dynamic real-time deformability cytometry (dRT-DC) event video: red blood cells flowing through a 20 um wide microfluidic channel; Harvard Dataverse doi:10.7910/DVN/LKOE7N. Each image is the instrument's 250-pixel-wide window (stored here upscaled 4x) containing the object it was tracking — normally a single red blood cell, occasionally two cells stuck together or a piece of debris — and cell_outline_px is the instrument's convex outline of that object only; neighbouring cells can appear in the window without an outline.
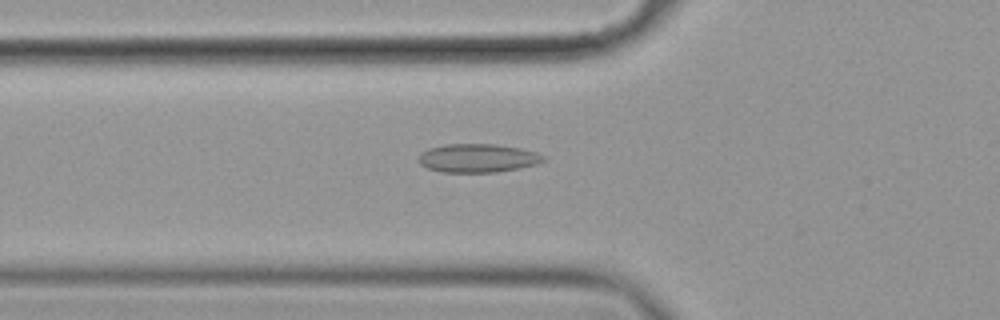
{"species": "common noctule bat (a hibernating species)", "species_latin": "Nyctalus noctula", "temperature_condition": "cold", "stored_images_in_passage": 58, "camera_frame_rate_fps": 3000, "um_per_image_px": 0.085, "animal": {"sex": "female", "body_mass_g": 19.9}, "frame": {"image": 1, "passage_image": 21, "time_ms": 6.667, "image_size_px": [1000, 320], "cell_outline_px": [[544, 160], [536, 164], [520, 168], [496, 172], [440, 172], [428, 168], [420, 164], [416, 160], [420, 152], [428, 148], [444, 144], [496, 144], [520, 148], [536, 152], [544, 156]], "centroid_in_image_um": [40.55, 13.43], "position_along_channel_um": 85.3, "area_um2": 20.92}}
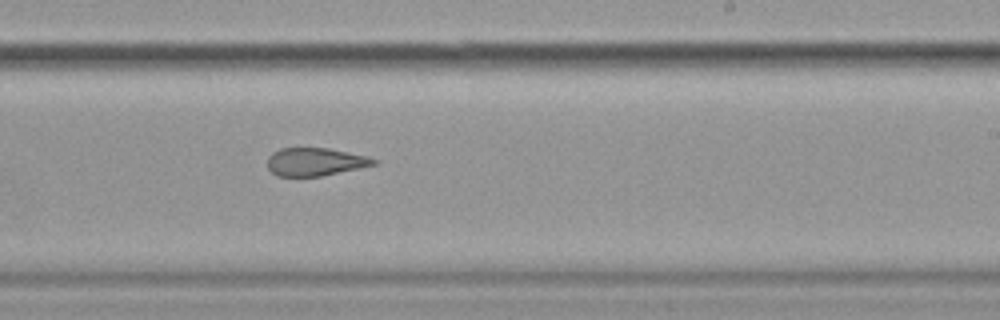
{"frame": {"image": 2, "passage_image": 36, "time_ms": 11.667, "image_size_px": [1000, 320], "cell_outline_px": [[380, 160], [376, 164], [320, 176], [276, 176], [268, 168], [268, 156], [272, 152], [280, 148], [328, 148], [368, 156]], "centroid_in_image_um": [26.78, 13.74], "position_along_channel_um": 262.2, "area_um2": 17.28}}
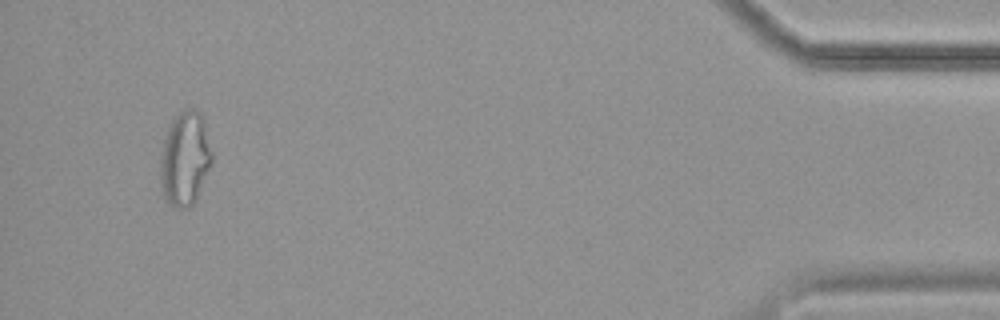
{"frame": {"image": 3, "passage_image": 55, "time_ms": 18.0, "image_size_px": [1000, 320], "cell_outline_px": [[212, 164], [192, 204], [188, 208], [176, 208], [168, 204], [164, 196], [160, 184], [160, 160], [164, 136], [168, 124], [184, 108], [192, 108], [200, 112], [204, 120], [212, 152]], "centroid_in_image_um": [15.7, 13.46], "position_along_channel_um": 419.5, "area_um2": 28.5}, "authors_computed_cell_mechanics": {"area_um2": 21.2126, "velocity_mm_per_s": 3.5373, "shape_relaxation_time_tau1_ms": null, "shape_relaxation_time_tau2_ms": 3.7841, "deformation_change_tau1": null, "deformation_change_tau2": 0.1099}}